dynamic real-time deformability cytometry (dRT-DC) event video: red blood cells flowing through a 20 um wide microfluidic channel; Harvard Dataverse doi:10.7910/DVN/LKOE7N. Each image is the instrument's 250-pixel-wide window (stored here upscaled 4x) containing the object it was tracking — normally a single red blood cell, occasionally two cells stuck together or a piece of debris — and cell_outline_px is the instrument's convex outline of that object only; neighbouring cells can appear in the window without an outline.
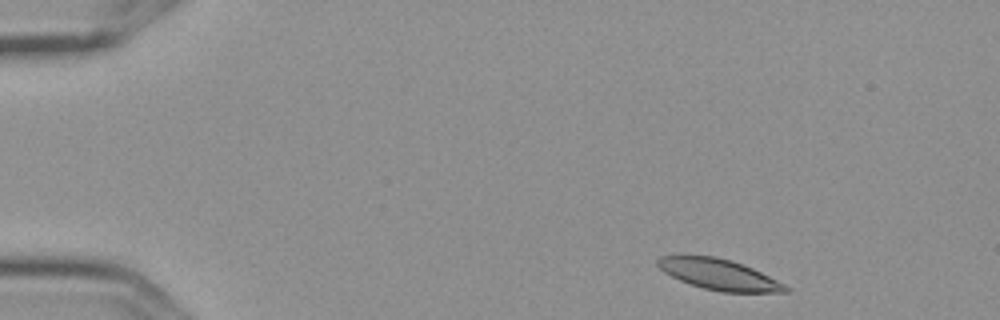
{"species": "Egyptian fruit bat (a non-hibernating species)", "species_latin": "Rousettus aegyptiacus", "temperature_condition": "cold", "stored_images_in_passage": 5, "segment_of_instrument_passage": [2, 2], "camera_frame_rate_fps": 3000, "um_per_image_px": 0.085, "frame": {"image": 1, "passage_image": 5, "time_ms": 1.333, "image_size_px": [1000, 320], "cell_outline_px": [[788, 292], [720, 292], [704, 288], [680, 280], [664, 272], [656, 264], [656, 260], [660, 256], [684, 252], [716, 256], [732, 260], [752, 268], [784, 284], [788, 288]], "centroid_in_image_um": [61.0, 23.26], "position_along_channel_um": 24.0, "area_um2": 23.35}}